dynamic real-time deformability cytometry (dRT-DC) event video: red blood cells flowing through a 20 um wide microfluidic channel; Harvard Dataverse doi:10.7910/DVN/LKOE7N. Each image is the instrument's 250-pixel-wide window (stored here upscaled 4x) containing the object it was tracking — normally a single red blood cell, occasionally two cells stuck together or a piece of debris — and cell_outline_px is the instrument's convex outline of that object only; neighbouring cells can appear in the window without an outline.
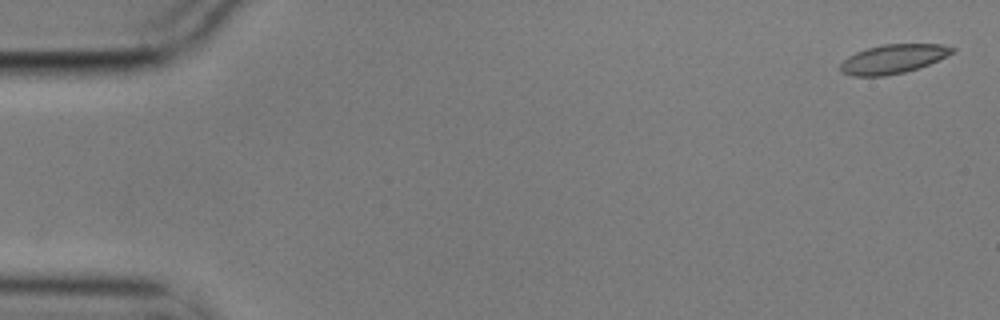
{"species": "common noctule bat (a hibernating species)", "species_latin": "Nyctalus noctula", "temperature_condition": "cold", "stored_images_in_passage": 5, "camera_frame_rate_fps": 3000, "um_per_image_px": 0.085, "animal": {"sex": "male", "body_mass_g": 17.9}, "frame": {"image": 1, "passage_image": 1, "time_ms": 0.0, "image_size_px": [1000, 320], "cell_outline_px": [[956, 52], [920, 68], [904, 72], [884, 76], [852, 76], [840, 72], [840, 64], [848, 56], [856, 52], [868, 48], [884, 44], [940, 44], [956, 48]], "centroid_in_image_um": [75.93, 5.01], "position_along_channel_um": 9.1, "area_um2": 19.02}}
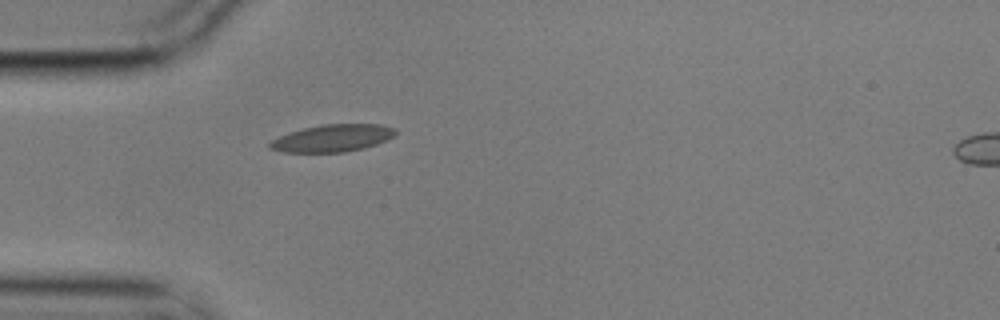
{"frame": {"image": 2, "passage_image": 5, "time_ms": 1.333, "image_size_px": [1000, 320], "cell_outline_px": [[396, 136], [388, 140], [364, 148], [344, 152], [284, 152], [268, 148], [268, 144], [272, 140], [280, 136], [304, 128], [324, 124], [380, 124], [396, 128]], "centroid_in_image_um": [28.32, 11.74], "position_along_channel_um": 56.7, "area_um2": 19.94}}